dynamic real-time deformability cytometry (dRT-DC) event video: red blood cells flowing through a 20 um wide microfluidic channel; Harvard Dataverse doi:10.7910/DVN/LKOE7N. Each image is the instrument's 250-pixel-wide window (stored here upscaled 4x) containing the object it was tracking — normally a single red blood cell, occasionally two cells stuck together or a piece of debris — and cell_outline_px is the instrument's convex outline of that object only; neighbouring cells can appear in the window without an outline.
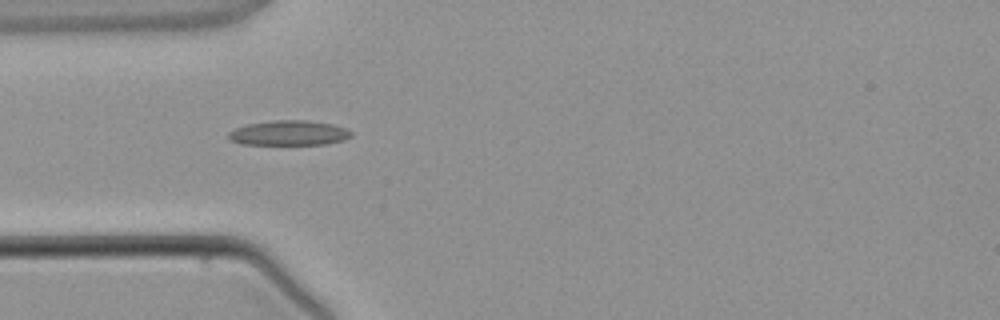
{"species": "common noctule bat (a hibernating species)", "species_latin": "Nyctalus noctula", "temperature_condition": "warm", "stored_images_in_passage": 4, "camera_frame_rate_fps": 3000, "um_per_image_px": 0.085, "animal": {"sex": "male", "body_mass_g": 21.5, "forearm_length_mm": 52.0}, "frame": {"image": 1, "passage_image": 4, "time_ms": 3.667, "image_size_px": [1000, 320], "cell_outline_px": [[352, 136], [344, 140], [328, 144], [240, 144], [228, 140], [228, 132], [236, 128], [248, 124], [276, 120], [308, 120], [332, 124], [344, 128], [352, 132]], "centroid_in_image_um": [24.55, 11.31], "position_along_channel_um": 60.4, "area_um2": 17.8}}